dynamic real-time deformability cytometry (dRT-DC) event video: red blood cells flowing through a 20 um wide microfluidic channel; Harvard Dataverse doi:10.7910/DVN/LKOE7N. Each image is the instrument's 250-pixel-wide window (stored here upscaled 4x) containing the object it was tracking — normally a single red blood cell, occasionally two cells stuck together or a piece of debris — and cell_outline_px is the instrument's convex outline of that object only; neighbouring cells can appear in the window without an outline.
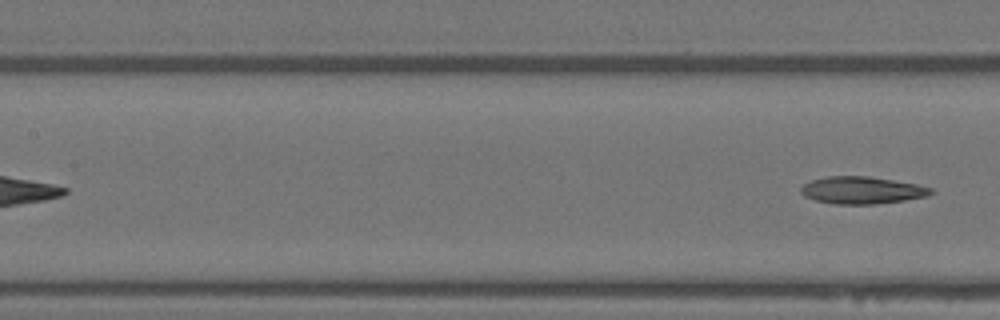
{"species": "Egyptian fruit bat (a non-hibernating species)", "species_latin": "Rousettus aegyptiacus", "temperature_condition": "warm", "stored_images_in_passage": 8, "segment_of_instrument_passage": [2, 2], "camera_frame_rate_fps": 3000, "um_per_image_px": 0.085, "animal": {"sex": "female"}, "frame": {"image": 1, "passage_image": 8, "time_ms": 2.333, "image_size_px": [1000, 320], "cell_outline_px": [[936, 192], [928, 196], [904, 200], [876, 204], [832, 204], [816, 200], [804, 196], [800, 192], [800, 188], [804, 184], [812, 180], [824, 176], [868, 176], [916, 184], [932, 188]], "centroid_in_image_um": [73.26, 16.17], "position_along_channel_um": 134.1, "area_um2": 20.69}}